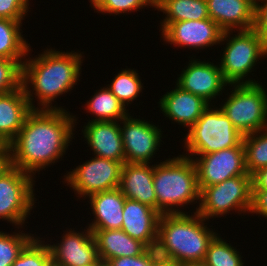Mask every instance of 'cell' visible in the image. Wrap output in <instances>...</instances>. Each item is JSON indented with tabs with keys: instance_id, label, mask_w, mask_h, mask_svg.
<instances>
[{
	"instance_id": "obj_29",
	"label": "cell",
	"mask_w": 267,
	"mask_h": 266,
	"mask_svg": "<svg viewBox=\"0 0 267 266\" xmlns=\"http://www.w3.org/2000/svg\"><path fill=\"white\" fill-rule=\"evenodd\" d=\"M245 164L248 174L253 176L267 166V128L243 136Z\"/></svg>"
},
{
	"instance_id": "obj_35",
	"label": "cell",
	"mask_w": 267,
	"mask_h": 266,
	"mask_svg": "<svg viewBox=\"0 0 267 266\" xmlns=\"http://www.w3.org/2000/svg\"><path fill=\"white\" fill-rule=\"evenodd\" d=\"M161 259L155 248H148L143 254L132 257H118L108 260L112 266H155Z\"/></svg>"
},
{
	"instance_id": "obj_25",
	"label": "cell",
	"mask_w": 267,
	"mask_h": 266,
	"mask_svg": "<svg viewBox=\"0 0 267 266\" xmlns=\"http://www.w3.org/2000/svg\"><path fill=\"white\" fill-rule=\"evenodd\" d=\"M102 87L84 104L86 113L92 115L87 121H121L130 113L129 108L126 109L107 86Z\"/></svg>"
},
{
	"instance_id": "obj_14",
	"label": "cell",
	"mask_w": 267,
	"mask_h": 266,
	"mask_svg": "<svg viewBox=\"0 0 267 266\" xmlns=\"http://www.w3.org/2000/svg\"><path fill=\"white\" fill-rule=\"evenodd\" d=\"M59 241H47L52 262L58 266H88L97 265L100 260L97 244L92 231L85 226L80 231L77 228L63 230ZM50 242V243H48ZM53 243V244H52Z\"/></svg>"
},
{
	"instance_id": "obj_24",
	"label": "cell",
	"mask_w": 267,
	"mask_h": 266,
	"mask_svg": "<svg viewBox=\"0 0 267 266\" xmlns=\"http://www.w3.org/2000/svg\"><path fill=\"white\" fill-rule=\"evenodd\" d=\"M154 9L165 14L159 32L171 22L209 18L206 0H155Z\"/></svg>"
},
{
	"instance_id": "obj_2",
	"label": "cell",
	"mask_w": 267,
	"mask_h": 266,
	"mask_svg": "<svg viewBox=\"0 0 267 266\" xmlns=\"http://www.w3.org/2000/svg\"><path fill=\"white\" fill-rule=\"evenodd\" d=\"M31 48L32 46L27 53L29 57H26L22 64V87L31 108L66 110L65 106H58L55 100L63 94L73 92L75 85L80 82L84 52H65L47 46L33 57Z\"/></svg>"
},
{
	"instance_id": "obj_5",
	"label": "cell",
	"mask_w": 267,
	"mask_h": 266,
	"mask_svg": "<svg viewBox=\"0 0 267 266\" xmlns=\"http://www.w3.org/2000/svg\"><path fill=\"white\" fill-rule=\"evenodd\" d=\"M219 45L225 46L220 51V62H217L229 85L258 83L253 79L255 75L252 71L256 70L263 58H267V45L253 28L225 31Z\"/></svg>"
},
{
	"instance_id": "obj_27",
	"label": "cell",
	"mask_w": 267,
	"mask_h": 266,
	"mask_svg": "<svg viewBox=\"0 0 267 266\" xmlns=\"http://www.w3.org/2000/svg\"><path fill=\"white\" fill-rule=\"evenodd\" d=\"M137 69L121 68L117 75L110 81V84H105L117 99L126 107V109L137 101L139 96H142L145 89ZM141 93V95H140ZM134 101V102H133Z\"/></svg>"
},
{
	"instance_id": "obj_38",
	"label": "cell",
	"mask_w": 267,
	"mask_h": 266,
	"mask_svg": "<svg viewBox=\"0 0 267 266\" xmlns=\"http://www.w3.org/2000/svg\"><path fill=\"white\" fill-rule=\"evenodd\" d=\"M252 189L267 190V166L252 176Z\"/></svg>"
},
{
	"instance_id": "obj_15",
	"label": "cell",
	"mask_w": 267,
	"mask_h": 266,
	"mask_svg": "<svg viewBox=\"0 0 267 266\" xmlns=\"http://www.w3.org/2000/svg\"><path fill=\"white\" fill-rule=\"evenodd\" d=\"M160 33L163 45L198 50L199 53V50H207L214 45L219 47L223 31L213 20L206 18L171 22Z\"/></svg>"
},
{
	"instance_id": "obj_28",
	"label": "cell",
	"mask_w": 267,
	"mask_h": 266,
	"mask_svg": "<svg viewBox=\"0 0 267 266\" xmlns=\"http://www.w3.org/2000/svg\"><path fill=\"white\" fill-rule=\"evenodd\" d=\"M224 239L221 234H217L209 243L204 266H246L242 252ZM241 252V253H240Z\"/></svg>"
},
{
	"instance_id": "obj_17",
	"label": "cell",
	"mask_w": 267,
	"mask_h": 266,
	"mask_svg": "<svg viewBox=\"0 0 267 266\" xmlns=\"http://www.w3.org/2000/svg\"><path fill=\"white\" fill-rule=\"evenodd\" d=\"M81 135L86 147L97 157L125 161L120 121H94L84 123Z\"/></svg>"
},
{
	"instance_id": "obj_22",
	"label": "cell",
	"mask_w": 267,
	"mask_h": 266,
	"mask_svg": "<svg viewBox=\"0 0 267 266\" xmlns=\"http://www.w3.org/2000/svg\"><path fill=\"white\" fill-rule=\"evenodd\" d=\"M33 109L24 88L0 94V141L9 145L21 130L26 117Z\"/></svg>"
},
{
	"instance_id": "obj_12",
	"label": "cell",
	"mask_w": 267,
	"mask_h": 266,
	"mask_svg": "<svg viewBox=\"0 0 267 266\" xmlns=\"http://www.w3.org/2000/svg\"><path fill=\"white\" fill-rule=\"evenodd\" d=\"M195 57L196 54L188 57L190 60L178 74L175 83L182 90L200 96L213 105L218 102L217 98L225 97L223 93L229 84L223 77L219 63Z\"/></svg>"
},
{
	"instance_id": "obj_41",
	"label": "cell",
	"mask_w": 267,
	"mask_h": 266,
	"mask_svg": "<svg viewBox=\"0 0 267 266\" xmlns=\"http://www.w3.org/2000/svg\"><path fill=\"white\" fill-rule=\"evenodd\" d=\"M97 266H112L111 263L109 261L106 260H99L97 263Z\"/></svg>"
},
{
	"instance_id": "obj_3",
	"label": "cell",
	"mask_w": 267,
	"mask_h": 266,
	"mask_svg": "<svg viewBox=\"0 0 267 266\" xmlns=\"http://www.w3.org/2000/svg\"><path fill=\"white\" fill-rule=\"evenodd\" d=\"M209 222L190 210L188 213L161 214L155 247L159 258L178 266L202 264L209 243L219 233Z\"/></svg>"
},
{
	"instance_id": "obj_34",
	"label": "cell",
	"mask_w": 267,
	"mask_h": 266,
	"mask_svg": "<svg viewBox=\"0 0 267 266\" xmlns=\"http://www.w3.org/2000/svg\"><path fill=\"white\" fill-rule=\"evenodd\" d=\"M31 0H0V18L23 21L28 17ZM27 15V17H25Z\"/></svg>"
},
{
	"instance_id": "obj_23",
	"label": "cell",
	"mask_w": 267,
	"mask_h": 266,
	"mask_svg": "<svg viewBox=\"0 0 267 266\" xmlns=\"http://www.w3.org/2000/svg\"><path fill=\"white\" fill-rule=\"evenodd\" d=\"M95 238L99 258L110 260L118 257H132L143 254L148 247L131 238L122 229H90Z\"/></svg>"
},
{
	"instance_id": "obj_19",
	"label": "cell",
	"mask_w": 267,
	"mask_h": 266,
	"mask_svg": "<svg viewBox=\"0 0 267 266\" xmlns=\"http://www.w3.org/2000/svg\"><path fill=\"white\" fill-rule=\"evenodd\" d=\"M153 175L154 164L124 163L118 189L127 199L138 201L157 210Z\"/></svg>"
},
{
	"instance_id": "obj_9",
	"label": "cell",
	"mask_w": 267,
	"mask_h": 266,
	"mask_svg": "<svg viewBox=\"0 0 267 266\" xmlns=\"http://www.w3.org/2000/svg\"><path fill=\"white\" fill-rule=\"evenodd\" d=\"M36 179L17 167L10 166L0 175V220L12 227H26L30 212L37 207Z\"/></svg>"
},
{
	"instance_id": "obj_32",
	"label": "cell",
	"mask_w": 267,
	"mask_h": 266,
	"mask_svg": "<svg viewBox=\"0 0 267 266\" xmlns=\"http://www.w3.org/2000/svg\"><path fill=\"white\" fill-rule=\"evenodd\" d=\"M45 237L35 236L11 266H49L52 256Z\"/></svg>"
},
{
	"instance_id": "obj_21",
	"label": "cell",
	"mask_w": 267,
	"mask_h": 266,
	"mask_svg": "<svg viewBox=\"0 0 267 266\" xmlns=\"http://www.w3.org/2000/svg\"><path fill=\"white\" fill-rule=\"evenodd\" d=\"M126 197L118 189H111L93 194L88 197L90 204L88 209L90 216L93 214L92 221L86 226L89 229H121L123 222V208Z\"/></svg>"
},
{
	"instance_id": "obj_8",
	"label": "cell",
	"mask_w": 267,
	"mask_h": 266,
	"mask_svg": "<svg viewBox=\"0 0 267 266\" xmlns=\"http://www.w3.org/2000/svg\"><path fill=\"white\" fill-rule=\"evenodd\" d=\"M252 176L239 175L221 183L204 187L200 191L197 213L207 221L226 218L232 213L241 217L248 214L251 207ZM232 211V212H231ZM243 214V215H242Z\"/></svg>"
},
{
	"instance_id": "obj_6",
	"label": "cell",
	"mask_w": 267,
	"mask_h": 266,
	"mask_svg": "<svg viewBox=\"0 0 267 266\" xmlns=\"http://www.w3.org/2000/svg\"><path fill=\"white\" fill-rule=\"evenodd\" d=\"M243 134L232 124L219 106L209 105L196 123L187 130L182 143L183 156L193 159L197 155L214 153L238 146Z\"/></svg>"
},
{
	"instance_id": "obj_16",
	"label": "cell",
	"mask_w": 267,
	"mask_h": 266,
	"mask_svg": "<svg viewBox=\"0 0 267 266\" xmlns=\"http://www.w3.org/2000/svg\"><path fill=\"white\" fill-rule=\"evenodd\" d=\"M175 87L160 96L157 104L159 111L172 124H178L186 131L190 129L201 117L202 113L210 105L202 97L182 90L179 86Z\"/></svg>"
},
{
	"instance_id": "obj_37",
	"label": "cell",
	"mask_w": 267,
	"mask_h": 266,
	"mask_svg": "<svg viewBox=\"0 0 267 266\" xmlns=\"http://www.w3.org/2000/svg\"><path fill=\"white\" fill-rule=\"evenodd\" d=\"M251 216L264 217L267 219V190L265 189H252L251 207L249 210Z\"/></svg>"
},
{
	"instance_id": "obj_30",
	"label": "cell",
	"mask_w": 267,
	"mask_h": 266,
	"mask_svg": "<svg viewBox=\"0 0 267 266\" xmlns=\"http://www.w3.org/2000/svg\"><path fill=\"white\" fill-rule=\"evenodd\" d=\"M11 233L0 231V266H11L24 247L37 235L25 233L24 227H15Z\"/></svg>"
},
{
	"instance_id": "obj_7",
	"label": "cell",
	"mask_w": 267,
	"mask_h": 266,
	"mask_svg": "<svg viewBox=\"0 0 267 266\" xmlns=\"http://www.w3.org/2000/svg\"><path fill=\"white\" fill-rule=\"evenodd\" d=\"M262 82L227 87L220 109L243 135L267 128V88ZM232 90V91H231ZM223 103V104H222Z\"/></svg>"
},
{
	"instance_id": "obj_43",
	"label": "cell",
	"mask_w": 267,
	"mask_h": 266,
	"mask_svg": "<svg viewBox=\"0 0 267 266\" xmlns=\"http://www.w3.org/2000/svg\"><path fill=\"white\" fill-rule=\"evenodd\" d=\"M4 145H5V144L2 143V142L0 141V149H1Z\"/></svg>"
},
{
	"instance_id": "obj_31",
	"label": "cell",
	"mask_w": 267,
	"mask_h": 266,
	"mask_svg": "<svg viewBox=\"0 0 267 266\" xmlns=\"http://www.w3.org/2000/svg\"><path fill=\"white\" fill-rule=\"evenodd\" d=\"M95 13L109 14L110 16L129 15L147 8H154L155 0H89ZM150 6V7H149Z\"/></svg>"
},
{
	"instance_id": "obj_20",
	"label": "cell",
	"mask_w": 267,
	"mask_h": 266,
	"mask_svg": "<svg viewBox=\"0 0 267 266\" xmlns=\"http://www.w3.org/2000/svg\"><path fill=\"white\" fill-rule=\"evenodd\" d=\"M209 18L225 31L254 26L255 0H206Z\"/></svg>"
},
{
	"instance_id": "obj_18",
	"label": "cell",
	"mask_w": 267,
	"mask_h": 266,
	"mask_svg": "<svg viewBox=\"0 0 267 266\" xmlns=\"http://www.w3.org/2000/svg\"><path fill=\"white\" fill-rule=\"evenodd\" d=\"M160 216L161 214L154 208L126 198L121 229L148 248H155Z\"/></svg>"
},
{
	"instance_id": "obj_1",
	"label": "cell",
	"mask_w": 267,
	"mask_h": 266,
	"mask_svg": "<svg viewBox=\"0 0 267 266\" xmlns=\"http://www.w3.org/2000/svg\"><path fill=\"white\" fill-rule=\"evenodd\" d=\"M78 118L67 110L33 109L8 145L11 165L36 179V173L62 161L75 140Z\"/></svg>"
},
{
	"instance_id": "obj_26",
	"label": "cell",
	"mask_w": 267,
	"mask_h": 266,
	"mask_svg": "<svg viewBox=\"0 0 267 266\" xmlns=\"http://www.w3.org/2000/svg\"><path fill=\"white\" fill-rule=\"evenodd\" d=\"M23 23L0 18V57L25 61L30 48L23 34ZM22 28V29H21ZM24 36V37H23Z\"/></svg>"
},
{
	"instance_id": "obj_36",
	"label": "cell",
	"mask_w": 267,
	"mask_h": 266,
	"mask_svg": "<svg viewBox=\"0 0 267 266\" xmlns=\"http://www.w3.org/2000/svg\"><path fill=\"white\" fill-rule=\"evenodd\" d=\"M253 29L267 45V0H255Z\"/></svg>"
},
{
	"instance_id": "obj_44",
	"label": "cell",
	"mask_w": 267,
	"mask_h": 266,
	"mask_svg": "<svg viewBox=\"0 0 267 266\" xmlns=\"http://www.w3.org/2000/svg\"><path fill=\"white\" fill-rule=\"evenodd\" d=\"M49 266H58V265L52 262Z\"/></svg>"
},
{
	"instance_id": "obj_4",
	"label": "cell",
	"mask_w": 267,
	"mask_h": 266,
	"mask_svg": "<svg viewBox=\"0 0 267 266\" xmlns=\"http://www.w3.org/2000/svg\"><path fill=\"white\" fill-rule=\"evenodd\" d=\"M172 157L154 163L153 187L157 197V211L160 214L188 213L184 209L197 203L196 208L191 209L197 212L200 190L195 163L182 154Z\"/></svg>"
},
{
	"instance_id": "obj_11",
	"label": "cell",
	"mask_w": 267,
	"mask_h": 266,
	"mask_svg": "<svg viewBox=\"0 0 267 266\" xmlns=\"http://www.w3.org/2000/svg\"><path fill=\"white\" fill-rule=\"evenodd\" d=\"M131 113L120 121L125 163H158L153 161L159 149H162L159 148L163 145L162 139L166 137L163 136L161 125L140 119V115L137 118L138 115L135 117Z\"/></svg>"
},
{
	"instance_id": "obj_42",
	"label": "cell",
	"mask_w": 267,
	"mask_h": 266,
	"mask_svg": "<svg viewBox=\"0 0 267 266\" xmlns=\"http://www.w3.org/2000/svg\"><path fill=\"white\" fill-rule=\"evenodd\" d=\"M183 266H204L203 264H187V265H183Z\"/></svg>"
},
{
	"instance_id": "obj_33",
	"label": "cell",
	"mask_w": 267,
	"mask_h": 266,
	"mask_svg": "<svg viewBox=\"0 0 267 266\" xmlns=\"http://www.w3.org/2000/svg\"><path fill=\"white\" fill-rule=\"evenodd\" d=\"M23 62L0 57V94L15 91L22 86Z\"/></svg>"
},
{
	"instance_id": "obj_39",
	"label": "cell",
	"mask_w": 267,
	"mask_h": 266,
	"mask_svg": "<svg viewBox=\"0 0 267 266\" xmlns=\"http://www.w3.org/2000/svg\"><path fill=\"white\" fill-rule=\"evenodd\" d=\"M11 166L10 149L4 145L0 149V175Z\"/></svg>"
},
{
	"instance_id": "obj_13",
	"label": "cell",
	"mask_w": 267,
	"mask_h": 266,
	"mask_svg": "<svg viewBox=\"0 0 267 266\" xmlns=\"http://www.w3.org/2000/svg\"><path fill=\"white\" fill-rule=\"evenodd\" d=\"M197 156L193 158V161L197 169L200 191L204 187L248 173L245 164L243 141L235 147Z\"/></svg>"
},
{
	"instance_id": "obj_40",
	"label": "cell",
	"mask_w": 267,
	"mask_h": 266,
	"mask_svg": "<svg viewBox=\"0 0 267 266\" xmlns=\"http://www.w3.org/2000/svg\"><path fill=\"white\" fill-rule=\"evenodd\" d=\"M155 266H178V265L160 260Z\"/></svg>"
},
{
	"instance_id": "obj_10",
	"label": "cell",
	"mask_w": 267,
	"mask_h": 266,
	"mask_svg": "<svg viewBox=\"0 0 267 266\" xmlns=\"http://www.w3.org/2000/svg\"><path fill=\"white\" fill-rule=\"evenodd\" d=\"M89 158L62 176L63 184L74 191L78 197L77 201H85L93 194L119 187L121 169L125 161H114L94 155Z\"/></svg>"
}]
</instances>
